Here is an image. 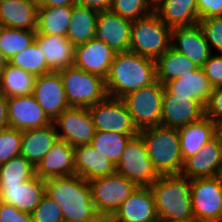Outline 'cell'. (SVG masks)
I'll list each match as a JSON object with an SVG mask.
<instances>
[{
    "instance_id": "obj_12",
    "label": "cell",
    "mask_w": 222,
    "mask_h": 222,
    "mask_svg": "<svg viewBox=\"0 0 222 222\" xmlns=\"http://www.w3.org/2000/svg\"><path fill=\"white\" fill-rule=\"evenodd\" d=\"M58 138L72 147L90 144L96 128L88 111L84 107H69L53 121Z\"/></svg>"
},
{
    "instance_id": "obj_42",
    "label": "cell",
    "mask_w": 222,
    "mask_h": 222,
    "mask_svg": "<svg viewBox=\"0 0 222 222\" xmlns=\"http://www.w3.org/2000/svg\"><path fill=\"white\" fill-rule=\"evenodd\" d=\"M213 88L222 87V54H211L201 66Z\"/></svg>"
},
{
    "instance_id": "obj_43",
    "label": "cell",
    "mask_w": 222,
    "mask_h": 222,
    "mask_svg": "<svg viewBox=\"0 0 222 222\" xmlns=\"http://www.w3.org/2000/svg\"><path fill=\"white\" fill-rule=\"evenodd\" d=\"M205 116L216 123L222 121V87L213 88L205 106Z\"/></svg>"
},
{
    "instance_id": "obj_20",
    "label": "cell",
    "mask_w": 222,
    "mask_h": 222,
    "mask_svg": "<svg viewBox=\"0 0 222 222\" xmlns=\"http://www.w3.org/2000/svg\"><path fill=\"white\" fill-rule=\"evenodd\" d=\"M45 194V180L36 175L21 184H0V202L11 204L29 214Z\"/></svg>"
},
{
    "instance_id": "obj_36",
    "label": "cell",
    "mask_w": 222,
    "mask_h": 222,
    "mask_svg": "<svg viewBox=\"0 0 222 222\" xmlns=\"http://www.w3.org/2000/svg\"><path fill=\"white\" fill-rule=\"evenodd\" d=\"M36 31L4 27L0 29V50L9 61L15 54L29 47L34 41Z\"/></svg>"
},
{
    "instance_id": "obj_45",
    "label": "cell",
    "mask_w": 222,
    "mask_h": 222,
    "mask_svg": "<svg viewBox=\"0 0 222 222\" xmlns=\"http://www.w3.org/2000/svg\"><path fill=\"white\" fill-rule=\"evenodd\" d=\"M199 20L222 16V0H197Z\"/></svg>"
},
{
    "instance_id": "obj_18",
    "label": "cell",
    "mask_w": 222,
    "mask_h": 222,
    "mask_svg": "<svg viewBox=\"0 0 222 222\" xmlns=\"http://www.w3.org/2000/svg\"><path fill=\"white\" fill-rule=\"evenodd\" d=\"M115 54L103 41L91 39L75 47L73 66L106 79Z\"/></svg>"
},
{
    "instance_id": "obj_7",
    "label": "cell",
    "mask_w": 222,
    "mask_h": 222,
    "mask_svg": "<svg viewBox=\"0 0 222 222\" xmlns=\"http://www.w3.org/2000/svg\"><path fill=\"white\" fill-rule=\"evenodd\" d=\"M88 182L93 204L102 218H110L137 188L134 182L116 172Z\"/></svg>"
},
{
    "instance_id": "obj_52",
    "label": "cell",
    "mask_w": 222,
    "mask_h": 222,
    "mask_svg": "<svg viewBox=\"0 0 222 222\" xmlns=\"http://www.w3.org/2000/svg\"><path fill=\"white\" fill-rule=\"evenodd\" d=\"M216 178L219 180V183L221 184L222 186V165L221 167L218 169V172L216 174Z\"/></svg>"
},
{
    "instance_id": "obj_46",
    "label": "cell",
    "mask_w": 222,
    "mask_h": 222,
    "mask_svg": "<svg viewBox=\"0 0 222 222\" xmlns=\"http://www.w3.org/2000/svg\"><path fill=\"white\" fill-rule=\"evenodd\" d=\"M113 0H76L79 6L94 9L98 12L110 10Z\"/></svg>"
},
{
    "instance_id": "obj_28",
    "label": "cell",
    "mask_w": 222,
    "mask_h": 222,
    "mask_svg": "<svg viewBox=\"0 0 222 222\" xmlns=\"http://www.w3.org/2000/svg\"><path fill=\"white\" fill-rule=\"evenodd\" d=\"M154 12L171 29L199 23L197 0H161Z\"/></svg>"
},
{
    "instance_id": "obj_19",
    "label": "cell",
    "mask_w": 222,
    "mask_h": 222,
    "mask_svg": "<svg viewBox=\"0 0 222 222\" xmlns=\"http://www.w3.org/2000/svg\"><path fill=\"white\" fill-rule=\"evenodd\" d=\"M222 165V147L215 135L200 149L183 161L180 175L192 179L216 177Z\"/></svg>"
},
{
    "instance_id": "obj_37",
    "label": "cell",
    "mask_w": 222,
    "mask_h": 222,
    "mask_svg": "<svg viewBox=\"0 0 222 222\" xmlns=\"http://www.w3.org/2000/svg\"><path fill=\"white\" fill-rule=\"evenodd\" d=\"M35 175V167L21 155L0 164V184H21Z\"/></svg>"
},
{
    "instance_id": "obj_38",
    "label": "cell",
    "mask_w": 222,
    "mask_h": 222,
    "mask_svg": "<svg viewBox=\"0 0 222 222\" xmlns=\"http://www.w3.org/2000/svg\"><path fill=\"white\" fill-rule=\"evenodd\" d=\"M110 11L134 21L151 14L154 6L150 0H113Z\"/></svg>"
},
{
    "instance_id": "obj_34",
    "label": "cell",
    "mask_w": 222,
    "mask_h": 222,
    "mask_svg": "<svg viewBox=\"0 0 222 222\" xmlns=\"http://www.w3.org/2000/svg\"><path fill=\"white\" fill-rule=\"evenodd\" d=\"M136 135H127L116 132L96 131L90 145L97 152L117 165L128 141Z\"/></svg>"
},
{
    "instance_id": "obj_6",
    "label": "cell",
    "mask_w": 222,
    "mask_h": 222,
    "mask_svg": "<svg viewBox=\"0 0 222 222\" xmlns=\"http://www.w3.org/2000/svg\"><path fill=\"white\" fill-rule=\"evenodd\" d=\"M58 72L70 107L89 108L108 96L102 77L74 66Z\"/></svg>"
},
{
    "instance_id": "obj_56",
    "label": "cell",
    "mask_w": 222,
    "mask_h": 222,
    "mask_svg": "<svg viewBox=\"0 0 222 222\" xmlns=\"http://www.w3.org/2000/svg\"><path fill=\"white\" fill-rule=\"evenodd\" d=\"M5 1H12V0H0V2H5Z\"/></svg>"
},
{
    "instance_id": "obj_16",
    "label": "cell",
    "mask_w": 222,
    "mask_h": 222,
    "mask_svg": "<svg viewBox=\"0 0 222 222\" xmlns=\"http://www.w3.org/2000/svg\"><path fill=\"white\" fill-rule=\"evenodd\" d=\"M132 21L110 10L100 11L94 39L103 41L116 53L129 51Z\"/></svg>"
},
{
    "instance_id": "obj_11",
    "label": "cell",
    "mask_w": 222,
    "mask_h": 222,
    "mask_svg": "<svg viewBox=\"0 0 222 222\" xmlns=\"http://www.w3.org/2000/svg\"><path fill=\"white\" fill-rule=\"evenodd\" d=\"M193 216L200 222H222V186L216 177L191 180Z\"/></svg>"
},
{
    "instance_id": "obj_5",
    "label": "cell",
    "mask_w": 222,
    "mask_h": 222,
    "mask_svg": "<svg viewBox=\"0 0 222 222\" xmlns=\"http://www.w3.org/2000/svg\"><path fill=\"white\" fill-rule=\"evenodd\" d=\"M172 29L153 11L132 21L129 51L157 60L170 47Z\"/></svg>"
},
{
    "instance_id": "obj_32",
    "label": "cell",
    "mask_w": 222,
    "mask_h": 222,
    "mask_svg": "<svg viewBox=\"0 0 222 222\" xmlns=\"http://www.w3.org/2000/svg\"><path fill=\"white\" fill-rule=\"evenodd\" d=\"M196 63L172 46L156 60L157 81L162 85L190 71L198 70Z\"/></svg>"
},
{
    "instance_id": "obj_47",
    "label": "cell",
    "mask_w": 222,
    "mask_h": 222,
    "mask_svg": "<svg viewBox=\"0 0 222 222\" xmlns=\"http://www.w3.org/2000/svg\"><path fill=\"white\" fill-rule=\"evenodd\" d=\"M8 127V98L4 94L0 93V130Z\"/></svg>"
},
{
    "instance_id": "obj_1",
    "label": "cell",
    "mask_w": 222,
    "mask_h": 222,
    "mask_svg": "<svg viewBox=\"0 0 222 222\" xmlns=\"http://www.w3.org/2000/svg\"><path fill=\"white\" fill-rule=\"evenodd\" d=\"M45 193L59 204L64 222H99L90 184L77 174L45 180Z\"/></svg>"
},
{
    "instance_id": "obj_3",
    "label": "cell",
    "mask_w": 222,
    "mask_h": 222,
    "mask_svg": "<svg viewBox=\"0 0 222 222\" xmlns=\"http://www.w3.org/2000/svg\"><path fill=\"white\" fill-rule=\"evenodd\" d=\"M159 220L192 218L191 179L180 174L160 176L150 185Z\"/></svg>"
},
{
    "instance_id": "obj_55",
    "label": "cell",
    "mask_w": 222,
    "mask_h": 222,
    "mask_svg": "<svg viewBox=\"0 0 222 222\" xmlns=\"http://www.w3.org/2000/svg\"><path fill=\"white\" fill-rule=\"evenodd\" d=\"M33 2H36L37 4H40L42 2V0H31Z\"/></svg>"
},
{
    "instance_id": "obj_10",
    "label": "cell",
    "mask_w": 222,
    "mask_h": 222,
    "mask_svg": "<svg viewBox=\"0 0 222 222\" xmlns=\"http://www.w3.org/2000/svg\"><path fill=\"white\" fill-rule=\"evenodd\" d=\"M96 131L138 135L128 108L122 98L107 96L88 108Z\"/></svg>"
},
{
    "instance_id": "obj_44",
    "label": "cell",
    "mask_w": 222,
    "mask_h": 222,
    "mask_svg": "<svg viewBox=\"0 0 222 222\" xmlns=\"http://www.w3.org/2000/svg\"><path fill=\"white\" fill-rule=\"evenodd\" d=\"M0 222H33L31 214L18 210L11 204L0 202Z\"/></svg>"
},
{
    "instance_id": "obj_4",
    "label": "cell",
    "mask_w": 222,
    "mask_h": 222,
    "mask_svg": "<svg viewBox=\"0 0 222 222\" xmlns=\"http://www.w3.org/2000/svg\"><path fill=\"white\" fill-rule=\"evenodd\" d=\"M153 168L159 174H180L183 158L178 128L152 126L139 130Z\"/></svg>"
},
{
    "instance_id": "obj_30",
    "label": "cell",
    "mask_w": 222,
    "mask_h": 222,
    "mask_svg": "<svg viewBox=\"0 0 222 222\" xmlns=\"http://www.w3.org/2000/svg\"><path fill=\"white\" fill-rule=\"evenodd\" d=\"M99 12L87 7L72 5L71 22L66 38L74 47L94 39Z\"/></svg>"
},
{
    "instance_id": "obj_25",
    "label": "cell",
    "mask_w": 222,
    "mask_h": 222,
    "mask_svg": "<svg viewBox=\"0 0 222 222\" xmlns=\"http://www.w3.org/2000/svg\"><path fill=\"white\" fill-rule=\"evenodd\" d=\"M75 174L86 181L104 177L116 172V165L90 144L74 147Z\"/></svg>"
},
{
    "instance_id": "obj_35",
    "label": "cell",
    "mask_w": 222,
    "mask_h": 222,
    "mask_svg": "<svg viewBox=\"0 0 222 222\" xmlns=\"http://www.w3.org/2000/svg\"><path fill=\"white\" fill-rule=\"evenodd\" d=\"M9 64L21 68L33 75L41 76L53 72L47 64L46 58L39 49L38 43L34 41L29 47L15 54Z\"/></svg>"
},
{
    "instance_id": "obj_27",
    "label": "cell",
    "mask_w": 222,
    "mask_h": 222,
    "mask_svg": "<svg viewBox=\"0 0 222 222\" xmlns=\"http://www.w3.org/2000/svg\"><path fill=\"white\" fill-rule=\"evenodd\" d=\"M57 139L58 134L54 123L43 128L22 131L20 155L36 167Z\"/></svg>"
},
{
    "instance_id": "obj_31",
    "label": "cell",
    "mask_w": 222,
    "mask_h": 222,
    "mask_svg": "<svg viewBox=\"0 0 222 222\" xmlns=\"http://www.w3.org/2000/svg\"><path fill=\"white\" fill-rule=\"evenodd\" d=\"M72 5L39 6L36 34L60 35L67 34L71 22Z\"/></svg>"
},
{
    "instance_id": "obj_15",
    "label": "cell",
    "mask_w": 222,
    "mask_h": 222,
    "mask_svg": "<svg viewBox=\"0 0 222 222\" xmlns=\"http://www.w3.org/2000/svg\"><path fill=\"white\" fill-rule=\"evenodd\" d=\"M113 222H152L159 220L150 186H137L109 218Z\"/></svg>"
},
{
    "instance_id": "obj_8",
    "label": "cell",
    "mask_w": 222,
    "mask_h": 222,
    "mask_svg": "<svg viewBox=\"0 0 222 222\" xmlns=\"http://www.w3.org/2000/svg\"><path fill=\"white\" fill-rule=\"evenodd\" d=\"M163 93L164 85L156 81L122 97L138 130L160 125Z\"/></svg>"
},
{
    "instance_id": "obj_50",
    "label": "cell",
    "mask_w": 222,
    "mask_h": 222,
    "mask_svg": "<svg viewBox=\"0 0 222 222\" xmlns=\"http://www.w3.org/2000/svg\"><path fill=\"white\" fill-rule=\"evenodd\" d=\"M7 64H8V60L5 57V55L3 54V52L0 50V74H1V71L6 67Z\"/></svg>"
},
{
    "instance_id": "obj_13",
    "label": "cell",
    "mask_w": 222,
    "mask_h": 222,
    "mask_svg": "<svg viewBox=\"0 0 222 222\" xmlns=\"http://www.w3.org/2000/svg\"><path fill=\"white\" fill-rule=\"evenodd\" d=\"M33 96L52 122L70 107L59 72L37 76Z\"/></svg>"
},
{
    "instance_id": "obj_26",
    "label": "cell",
    "mask_w": 222,
    "mask_h": 222,
    "mask_svg": "<svg viewBox=\"0 0 222 222\" xmlns=\"http://www.w3.org/2000/svg\"><path fill=\"white\" fill-rule=\"evenodd\" d=\"M39 4L31 0L0 2V22L4 27L36 31Z\"/></svg>"
},
{
    "instance_id": "obj_29",
    "label": "cell",
    "mask_w": 222,
    "mask_h": 222,
    "mask_svg": "<svg viewBox=\"0 0 222 222\" xmlns=\"http://www.w3.org/2000/svg\"><path fill=\"white\" fill-rule=\"evenodd\" d=\"M183 161L197 154L216 135V122L204 116L201 120L178 128Z\"/></svg>"
},
{
    "instance_id": "obj_48",
    "label": "cell",
    "mask_w": 222,
    "mask_h": 222,
    "mask_svg": "<svg viewBox=\"0 0 222 222\" xmlns=\"http://www.w3.org/2000/svg\"><path fill=\"white\" fill-rule=\"evenodd\" d=\"M75 4L76 0H42L39 6L56 7V6L75 5Z\"/></svg>"
},
{
    "instance_id": "obj_24",
    "label": "cell",
    "mask_w": 222,
    "mask_h": 222,
    "mask_svg": "<svg viewBox=\"0 0 222 222\" xmlns=\"http://www.w3.org/2000/svg\"><path fill=\"white\" fill-rule=\"evenodd\" d=\"M35 41L52 71L73 66L75 47L65 36L36 34Z\"/></svg>"
},
{
    "instance_id": "obj_22",
    "label": "cell",
    "mask_w": 222,
    "mask_h": 222,
    "mask_svg": "<svg viewBox=\"0 0 222 222\" xmlns=\"http://www.w3.org/2000/svg\"><path fill=\"white\" fill-rule=\"evenodd\" d=\"M35 174L44 180L75 174L74 147L58 138L35 167Z\"/></svg>"
},
{
    "instance_id": "obj_9",
    "label": "cell",
    "mask_w": 222,
    "mask_h": 222,
    "mask_svg": "<svg viewBox=\"0 0 222 222\" xmlns=\"http://www.w3.org/2000/svg\"><path fill=\"white\" fill-rule=\"evenodd\" d=\"M116 173L137 186H150L160 177L153 168L144 141L139 134L128 141L116 165Z\"/></svg>"
},
{
    "instance_id": "obj_53",
    "label": "cell",
    "mask_w": 222,
    "mask_h": 222,
    "mask_svg": "<svg viewBox=\"0 0 222 222\" xmlns=\"http://www.w3.org/2000/svg\"><path fill=\"white\" fill-rule=\"evenodd\" d=\"M99 222H113L109 218H102Z\"/></svg>"
},
{
    "instance_id": "obj_17",
    "label": "cell",
    "mask_w": 222,
    "mask_h": 222,
    "mask_svg": "<svg viewBox=\"0 0 222 222\" xmlns=\"http://www.w3.org/2000/svg\"><path fill=\"white\" fill-rule=\"evenodd\" d=\"M205 116V107L189 96H163L160 125L179 128Z\"/></svg>"
},
{
    "instance_id": "obj_39",
    "label": "cell",
    "mask_w": 222,
    "mask_h": 222,
    "mask_svg": "<svg viewBox=\"0 0 222 222\" xmlns=\"http://www.w3.org/2000/svg\"><path fill=\"white\" fill-rule=\"evenodd\" d=\"M22 131L14 128L0 130V164L21 153Z\"/></svg>"
},
{
    "instance_id": "obj_51",
    "label": "cell",
    "mask_w": 222,
    "mask_h": 222,
    "mask_svg": "<svg viewBox=\"0 0 222 222\" xmlns=\"http://www.w3.org/2000/svg\"><path fill=\"white\" fill-rule=\"evenodd\" d=\"M161 222H200L195 217L183 219V220H160Z\"/></svg>"
},
{
    "instance_id": "obj_41",
    "label": "cell",
    "mask_w": 222,
    "mask_h": 222,
    "mask_svg": "<svg viewBox=\"0 0 222 222\" xmlns=\"http://www.w3.org/2000/svg\"><path fill=\"white\" fill-rule=\"evenodd\" d=\"M206 40L212 52V47L217 53L222 54V16H213L199 20Z\"/></svg>"
},
{
    "instance_id": "obj_23",
    "label": "cell",
    "mask_w": 222,
    "mask_h": 222,
    "mask_svg": "<svg viewBox=\"0 0 222 222\" xmlns=\"http://www.w3.org/2000/svg\"><path fill=\"white\" fill-rule=\"evenodd\" d=\"M212 90L209 79L200 68L165 83L163 96H189L205 107Z\"/></svg>"
},
{
    "instance_id": "obj_54",
    "label": "cell",
    "mask_w": 222,
    "mask_h": 222,
    "mask_svg": "<svg viewBox=\"0 0 222 222\" xmlns=\"http://www.w3.org/2000/svg\"><path fill=\"white\" fill-rule=\"evenodd\" d=\"M161 0H150L151 4L153 6H155L158 2H160Z\"/></svg>"
},
{
    "instance_id": "obj_21",
    "label": "cell",
    "mask_w": 222,
    "mask_h": 222,
    "mask_svg": "<svg viewBox=\"0 0 222 222\" xmlns=\"http://www.w3.org/2000/svg\"><path fill=\"white\" fill-rule=\"evenodd\" d=\"M171 46L199 67L214 53L199 23L173 28Z\"/></svg>"
},
{
    "instance_id": "obj_33",
    "label": "cell",
    "mask_w": 222,
    "mask_h": 222,
    "mask_svg": "<svg viewBox=\"0 0 222 222\" xmlns=\"http://www.w3.org/2000/svg\"><path fill=\"white\" fill-rule=\"evenodd\" d=\"M36 76L7 64L0 74V93L7 98L33 94Z\"/></svg>"
},
{
    "instance_id": "obj_40",
    "label": "cell",
    "mask_w": 222,
    "mask_h": 222,
    "mask_svg": "<svg viewBox=\"0 0 222 222\" xmlns=\"http://www.w3.org/2000/svg\"><path fill=\"white\" fill-rule=\"evenodd\" d=\"M33 222H64L61 207L46 194L31 212Z\"/></svg>"
},
{
    "instance_id": "obj_14",
    "label": "cell",
    "mask_w": 222,
    "mask_h": 222,
    "mask_svg": "<svg viewBox=\"0 0 222 222\" xmlns=\"http://www.w3.org/2000/svg\"><path fill=\"white\" fill-rule=\"evenodd\" d=\"M8 121L10 128L21 131L43 128L53 123L33 94L8 97Z\"/></svg>"
},
{
    "instance_id": "obj_49",
    "label": "cell",
    "mask_w": 222,
    "mask_h": 222,
    "mask_svg": "<svg viewBox=\"0 0 222 222\" xmlns=\"http://www.w3.org/2000/svg\"><path fill=\"white\" fill-rule=\"evenodd\" d=\"M216 136L218 137L220 145L222 147V121L216 123Z\"/></svg>"
},
{
    "instance_id": "obj_2",
    "label": "cell",
    "mask_w": 222,
    "mask_h": 222,
    "mask_svg": "<svg viewBox=\"0 0 222 222\" xmlns=\"http://www.w3.org/2000/svg\"><path fill=\"white\" fill-rule=\"evenodd\" d=\"M156 81V60L125 51L115 54L105 86L108 96L122 98Z\"/></svg>"
}]
</instances>
